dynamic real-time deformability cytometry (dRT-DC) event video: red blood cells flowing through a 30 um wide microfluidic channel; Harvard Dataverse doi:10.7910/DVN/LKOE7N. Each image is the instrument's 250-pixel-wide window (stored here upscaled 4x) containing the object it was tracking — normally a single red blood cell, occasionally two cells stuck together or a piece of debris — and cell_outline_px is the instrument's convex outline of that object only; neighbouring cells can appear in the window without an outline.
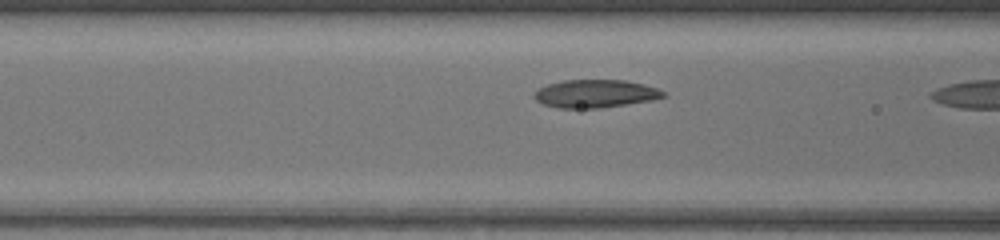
{"species": "common noctule bat (a hibernating species)", "species_latin": "Nyctalus noctula", "temperature_condition": "warm", "stored_images_in_passage": 8, "camera_frame_rate_fps": 3000, "um_per_image_px": 0.085, "animal": {"sex": "female", "body_mass_g": 17.0, "forearm_length_mm": 48.0}, "frame": {"image": 1, "passage_image": 7, "time_ms": 2.0, "image_size_px": [1000, 240], "cell_outline_px": [[668, 96], [652, 100], [600, 108], [556, 108], [544, 104], [536, 100], [532, 96], [532, 92], [548, 84], [564, 80], [624, 80], [644, 84], [656, 88], [664, 92]], "centroid_in_image_um": [50.58, 7.96], "position_along_channel_um": 116.0, "area_um2": 21.1}}